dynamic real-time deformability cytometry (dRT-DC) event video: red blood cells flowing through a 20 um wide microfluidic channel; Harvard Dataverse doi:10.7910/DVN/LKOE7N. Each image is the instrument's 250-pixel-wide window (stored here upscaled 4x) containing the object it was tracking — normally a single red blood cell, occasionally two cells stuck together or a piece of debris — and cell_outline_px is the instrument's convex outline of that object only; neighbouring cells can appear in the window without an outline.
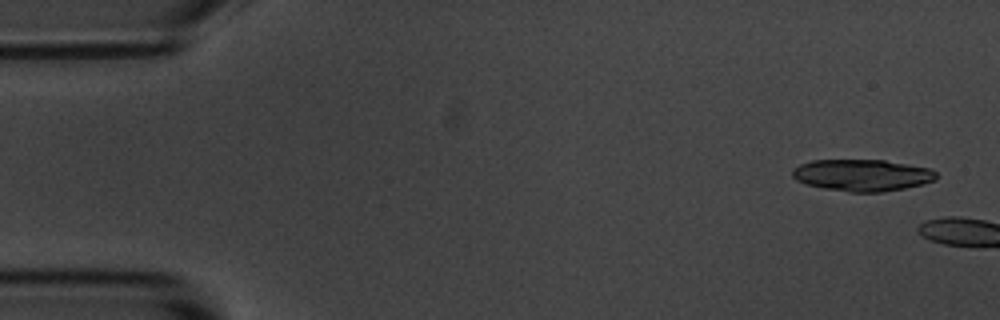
{"species": "common noctule bat (a hibernating species)", "species_latin": "Nyctalus noctula", "temperature_condition": "room temperature", "stored_images_in_passage": 2, "camera_frame_rate_fps": 3000, "um_per_image_px": 0.085, "animal": {"sex": "male", "body_mass_g": 20.1, "forearm_length_mm": 53.5}, "frame": {"image": 1, "passage_image": 1, "time_ms": 0.0, "image_size_px": [1000, 320], "cell_outline_px": [[936, 180], [904, 188], [880, 192], [848, 192], [824, 188], [804, 184], [796, 180], [792, 176], [792, 168], [800, 164], [812, 160], [884, 160], [932, 168], [936, 172]], "centroid_in_image_um": [73.26, 14.88], "position_along_channel_um": 11.7, "area_um2": 26.7}}